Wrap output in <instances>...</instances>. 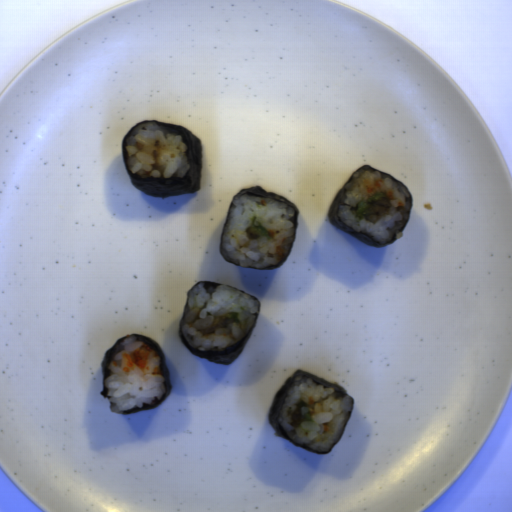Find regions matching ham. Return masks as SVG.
I'll return each mask as SVG.
<instances>
[{"label":"ham","instance_id":"37f43c06","mask_svg":"<svg viewBox=\"0 0 512 512\" xmlns=\"http://www.w3.org/2000/svg\"><path fill=\"white\" fill-rule=\"evenodd\" d=\"M392 202L391 199L386 195V197H381L377 202L373 203L368 209L366 213V217H363L370 223L378 222L384 215L387 214L388 210L391 208Z\"/></svg>","mask_w":512,"mask_h":512},{"label":"ham","instance_id":"09b19980","mask_svg":"<svg viewBox=\"0 0 512 512\" xmlns=\"http://www.w3.org/2000/svg\"><path fill=\"white\" fill-rule=\"evenodd\" d=\"M227 324H228V317L218 316L217 318H215L212 325H210L207 328L201 329L200 333L202 336L212 335L216 330L227 327Z\"/></svg>","mask_w":512,"mask_h":512},{"label":"ham","instance_id":"d13d27c6","mask_svg":"<svg viewBox=\"0 0 512 512\" xmlns=\"http://www.w3.org/2000/svg\"><path fill=\"white\" fill-rule=\"evenodd\" d=\"M306 406V403L303 402L301 399L298 401L297 405L295 406L292 414H291V422L290 425H292L295 428H299L300 425L305 422L302 415V408Z\"/></svg>","mask_w":512,"mask_h":512}]
</instances>
